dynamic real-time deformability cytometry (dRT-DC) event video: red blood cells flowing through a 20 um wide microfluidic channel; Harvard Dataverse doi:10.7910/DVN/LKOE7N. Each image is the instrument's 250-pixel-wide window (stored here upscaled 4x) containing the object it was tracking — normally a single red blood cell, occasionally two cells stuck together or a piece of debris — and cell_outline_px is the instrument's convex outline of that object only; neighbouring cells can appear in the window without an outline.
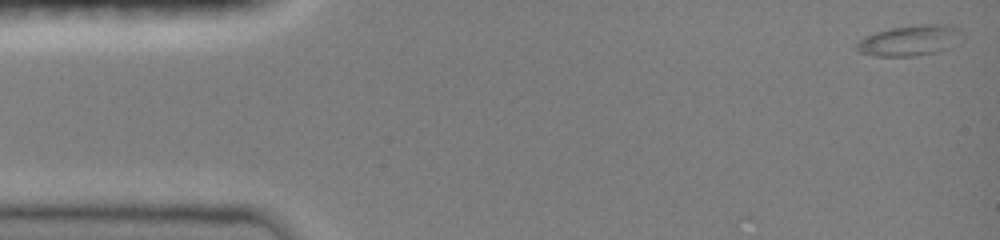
{"species": "common noctule bat (a hibernating species)", "species_latin": "Nyctalus noctula", "temperature_condition": "room temperature", "stored_images_in_passage": 8, "camera_frame_rate_fps": 3000, "um_per_image_px": 0.085, "animal": {"sex": "female", "body_mass_g": 19.0, "forearm_length_mm": 51.5}, "frame": {"image": 1, "passage_image": 1, "time_ms": 0.0, "image_size_px": [1000, 240], "cell_outline_px": [[964, 36], [944, 48], [936, 52], [916, 56], [876, 56], [860, 52], [856, 48], [856, 44], [864, 36], [876, 32], [892, 28], [920, 24], [948, 24], [960, 28], [964, 32]], "centroid_in_image_um": [77.34, 3.42], "position_along_channel_um": 7.7, "area_um2": 18.67}}